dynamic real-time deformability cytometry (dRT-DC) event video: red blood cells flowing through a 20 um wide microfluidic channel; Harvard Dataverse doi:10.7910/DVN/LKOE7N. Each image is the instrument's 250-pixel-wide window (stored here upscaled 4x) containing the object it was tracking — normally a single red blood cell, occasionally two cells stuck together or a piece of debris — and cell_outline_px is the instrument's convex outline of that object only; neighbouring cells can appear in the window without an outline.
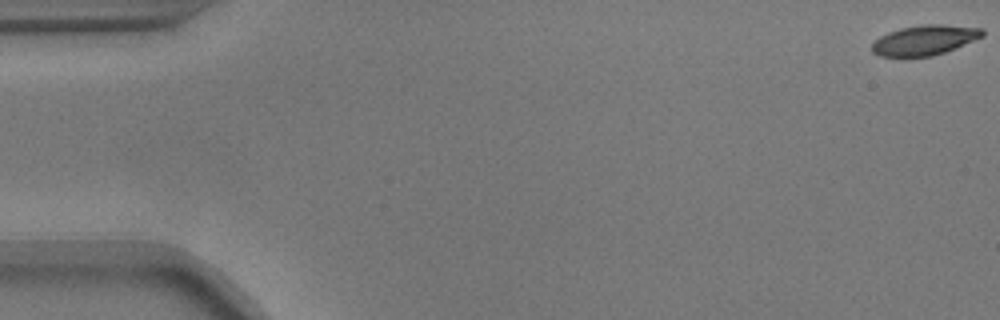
{"species": "common noctule bat (a hibernating species)", "species_latin": "Nyctalus noctula", "temperature_condition": "warm", "stored_images_in_passage": 49, "camera_frame_rate_fps": 3000, "um_per_image_px": 0.085, "animal": {"sex": "male", "body_mass_g": 17.9}, "frame": {"image": 1, "passage_image": 1, "time_ms": 0.0, "image_size_px": [1000, 320], "cell_outline_px": [[984, 36], [944, 52], [932, 56], [880, 56], [872, 52], [872, 44], [880, 36], [888, 32], [900, 28], [924, 24], [944, 24], [984, 28]], "centroid_in_image_um": [78.61, 3.39], "position_along_channel_um": 6.4, "area_um2": 19.19}}
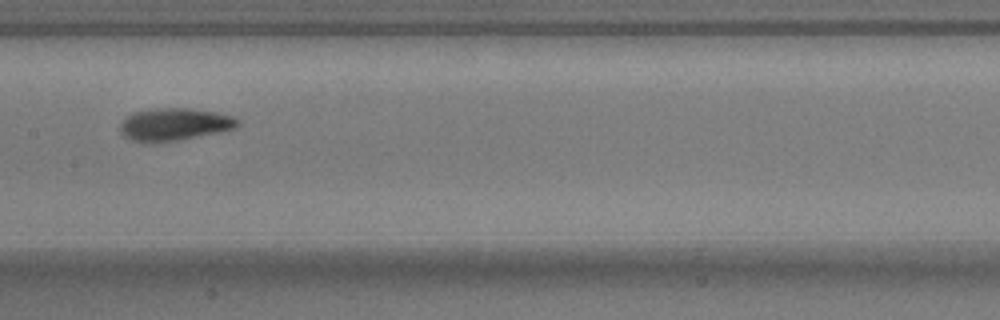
{"frame": {"image": 2, "passage_image": 28, "time_ms": 9.0, "image_size_px": [1000, 320], "cell_outline_px": [[240, 124], [236, 128], [220, 132], [176, 140], [132, 140], [124, 136], [120, 132], [120, 124], [132, 112], [160, 108], [188, 108], [216, 112], [232, 116], [240, 120]], "centroid_in_image_um": [14.88, 10.54], "position_along_channel_um": 192.5, "area_um2": 21.68}}
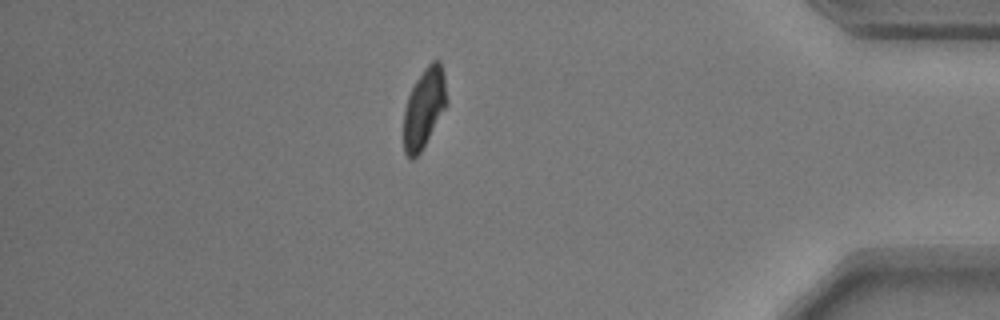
{"frame": {"image": 3, "passage_image": 48, "time_ms": 15.667, "image_size_px": [1000, 320], "cell_outline_px": [[448, 104], [420, 152], [412, 160], [404, 152], [404, 108], [408, 96], [416, 80], [424, 68], [432, 60], [440, 60], [444, 72], [448, 100]], "centroid_in_image_um": [36.07, 9.14], "position_along_channel_um": 399.1, "area_um2": 20.06}}